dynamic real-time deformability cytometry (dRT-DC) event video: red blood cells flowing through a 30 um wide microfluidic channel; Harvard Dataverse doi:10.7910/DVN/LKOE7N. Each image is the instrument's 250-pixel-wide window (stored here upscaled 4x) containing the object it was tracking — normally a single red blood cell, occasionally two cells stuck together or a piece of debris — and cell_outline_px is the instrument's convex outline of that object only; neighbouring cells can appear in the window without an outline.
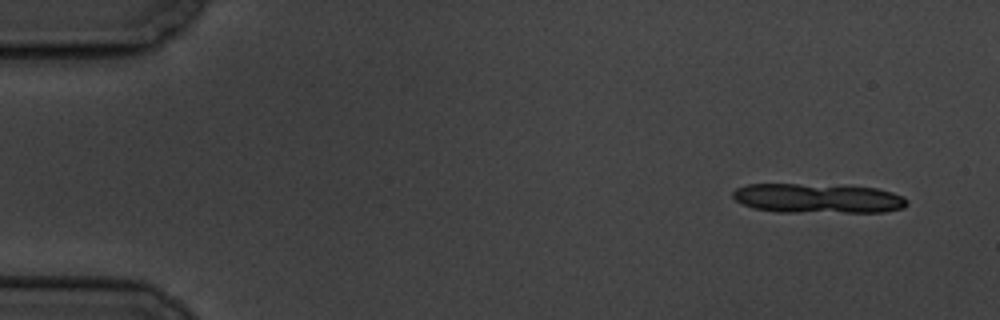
{"species": "common noctule bat (a hibernating species)", "species_latin": "Nyctalus noctula", "temperature_condition": "cold", "stored_images_in_passage": 10, "segment_of_instrument_passage": [1, 2], "camera_frame_rate_fps": 3000, "um_per_image_px": 0.085, "animal": {"sex": "male", "body_mass_g": 19.5, "forearm_length_mm": 54.6}, "frame": {"image": 1, "passage_image": 1, "time_ms": 0.0, "image_size_px": [1000, 320], "cell_outline_px": [[908, 204], [904, 208], [884, 212], [776, 212], [752, 208], [736, 200], [732, 196], [732, 192], [736, 188], [748, 184], [844, 184], [876, 188], [892, 192], [904, 196], [908, 200]], "centroid_in_image_um": [69.56, 16.85], "position_along_channel_um": 15.4, "area_um2": 30.69}}